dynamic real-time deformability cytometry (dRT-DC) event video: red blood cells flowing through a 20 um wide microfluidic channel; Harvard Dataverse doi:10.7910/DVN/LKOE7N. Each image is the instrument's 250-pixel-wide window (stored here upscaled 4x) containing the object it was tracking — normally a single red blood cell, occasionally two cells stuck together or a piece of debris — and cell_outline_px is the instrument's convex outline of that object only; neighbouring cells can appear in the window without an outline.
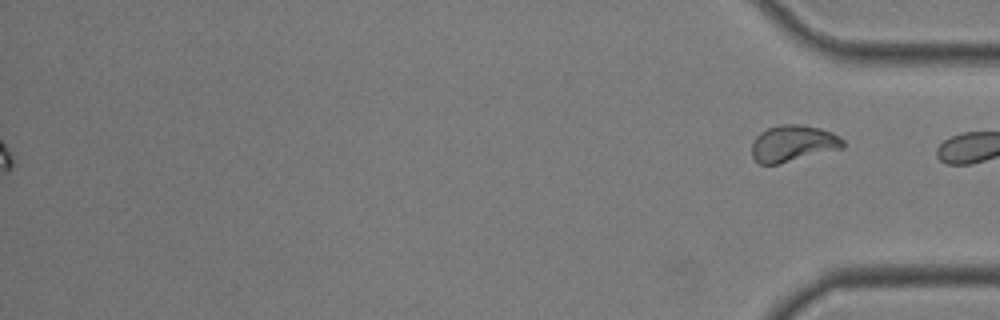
{"species": "common noctule bat (a hibernating species)", "species_latin": "Nyctalus noctula", "temperature_condition": "room temperature", "stored_images_in_passage": 44, "segment_of_instrument_passage": [2, 2], "camera_frame_rate_fps": 3000, "um_per_image_px": 0.085, "animal": {"sex": "male", "body_mass_g": 19.0, "forearm_length_mm": 50.8}, "frame": {"image": 1, "passage_image": 44, "time_ms": 14.333, "image_size_px": [1000, 320], "cell_outline_px": [[844, 148], [780, 164], [760, 164], [752, 156], [752, 144], [756, 136], [760, 132], [768, 128], [780, 124], [800, 124], [820, 128], [832, 132], [840, 136], [844, 140]], "centroid_in_image_um": [67.43, 12.19], "position_along_channel_um": 367.8, "area_um2": 19.59}}